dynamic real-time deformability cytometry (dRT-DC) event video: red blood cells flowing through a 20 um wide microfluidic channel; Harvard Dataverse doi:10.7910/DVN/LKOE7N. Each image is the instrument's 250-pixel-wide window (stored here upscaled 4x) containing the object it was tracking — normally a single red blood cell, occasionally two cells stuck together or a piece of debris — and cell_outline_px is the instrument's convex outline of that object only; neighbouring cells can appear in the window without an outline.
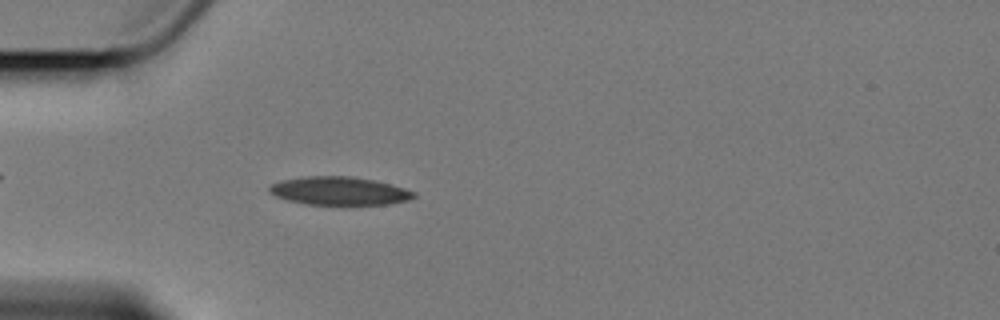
{"species": "Egyptian fruit bat (a non-hibernating species)", "species_latin": "Rousettus aegyptiacus", "temperature_condition": "cold", "stored_images_in_passage": 4, "camera_frame_rate_fps": 3000, "um_per_image_px": 0.085, "animal": {"sex": "female"}, "frame": {"image": 1, "passage_image": 4, "time_ms": 4.333, "image_size_px": [1000, 320], "cell_outline_px": [[416, 196], [408, 200], [388, 204], [304, 204], [288, 200], [276, 196], [268, 192], [268, 188], [272, 184], [280, 180], [308, 176], [352, 176], [376, 180], [404, 188], [416, 192]], "centroid_in_image_um": [28.83, 16.22], "position_along_channel_um": 56.2, "area_um2": 23.76}}